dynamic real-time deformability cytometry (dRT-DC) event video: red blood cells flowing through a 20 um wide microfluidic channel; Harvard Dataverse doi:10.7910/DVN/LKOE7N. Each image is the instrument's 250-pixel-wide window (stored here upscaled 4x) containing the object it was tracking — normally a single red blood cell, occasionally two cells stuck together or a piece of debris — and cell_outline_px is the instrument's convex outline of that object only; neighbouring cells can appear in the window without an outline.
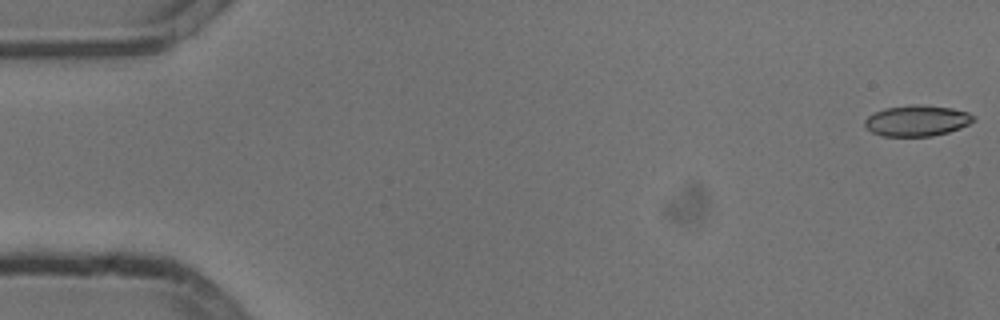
{"species": "common noctule bat (a hibernating species)", "species_latin": "Nyctalus noctula", "temperature_condition": "cold", "stored_images_in_passage": 54, "camera_frame_rate_fps": 3000, "um_per_image_px": 0.085, "animal": {"sex": "male", "body_mass_g": 13.3}, "frame": {"image": 1, "passage_image": 1, "time_ms": 0.0, "image_size_px": [1000, 320], "cell_outline_px": [[976, 120], [960, 128], [948, 132], [932, 136], [884, 136], [872, 132], [864, 124], [864, 120], [868, 116], [884, 108], [912, 104], [920, 104], [952, 108], [968, 112], [976, 116]], "centroid_in_image_um": [77.97, 10.25], "position_along_channel_um": 7.0, "area_um2": 19.65}}
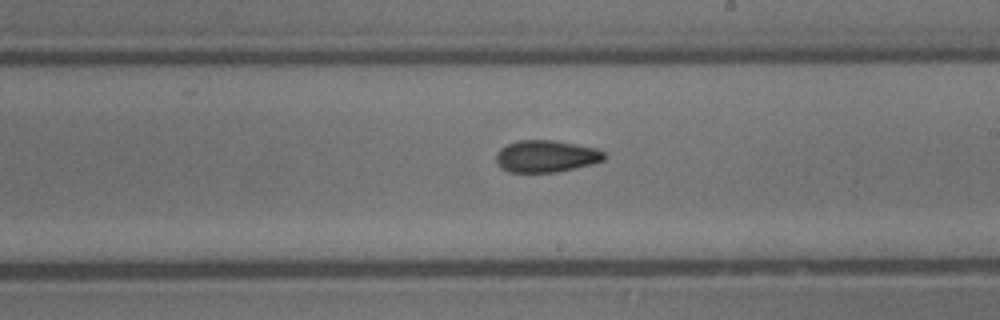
{"frame": {"image": 2, "passage_image": 31, "time_ms": 10.0, "image_size_px": [1000, 320], "cell_outline_px": [[604, 160], [592, 164], [556, 172], [508, 172], [500, 168], [496, 164], [496, 152], [500, 148], [508, 144], [520, 140], [552, 140], [596, 148], [604, 152]], "centroid_in_image_um": [46.37, 13.29], "position_along_channel_um": 242.6, "area_um2": 20.11}}
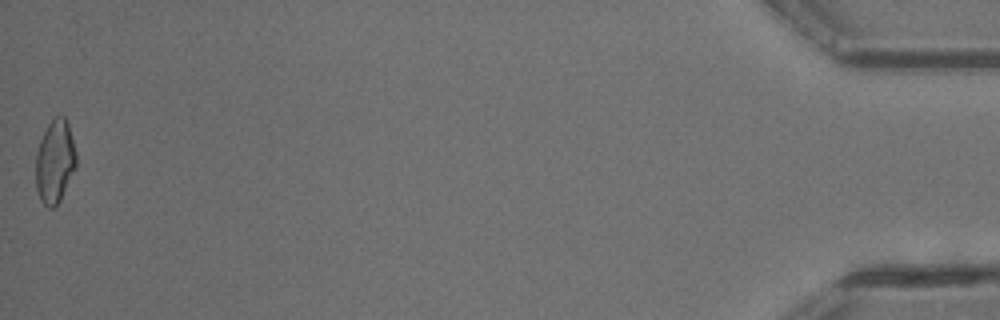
{"frame": {"image": 3, "passage_image": 54, "time_ms": 17.667, "image_size_px": [1000, 320], "cell_outline_px": [[76, 168], [60, 200], [52, 208], [48, 208], [40, 200], [36, 188], [36, 152], [40, 140], [48, 124], [56, 116], [64, 116], [68, 124], [76, 152]], "centroid_in_image_um": [4.66, 13.74], "position_along_channel_um": 430.5, "area_um2": 19.54}, "authors_computed_cell_mechanics": {"area_um2": 19.8254, "velocity_mm_per_s": 3.7957, "shape_relaxation_time_tau1_ms": 10.8908, "shape_relaxation_time_tau2_ms": 3.6298, "deformation_change_tau1": 0.1881, "deformation_change_tau2": 0.0914}}